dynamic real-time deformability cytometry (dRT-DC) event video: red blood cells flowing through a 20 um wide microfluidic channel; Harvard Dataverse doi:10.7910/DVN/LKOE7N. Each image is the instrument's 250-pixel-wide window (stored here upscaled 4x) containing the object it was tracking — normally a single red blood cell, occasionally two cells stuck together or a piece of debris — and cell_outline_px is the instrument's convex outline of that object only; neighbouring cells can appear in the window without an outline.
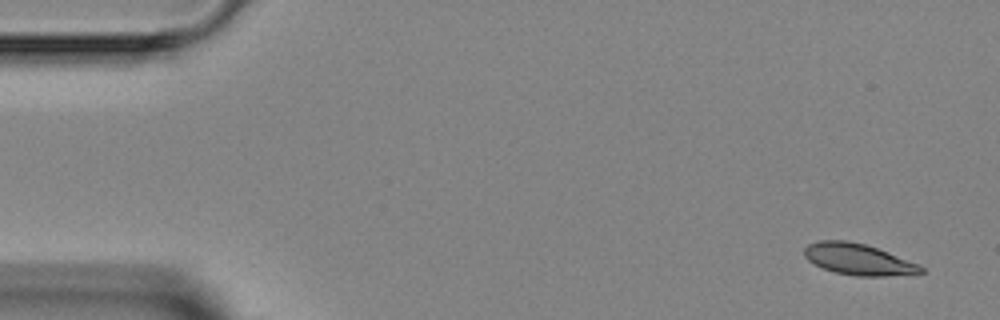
{"species": "Egyptian fruit bat (a non-hibernating species)", "species_latin": "Rousettus aegyptiacus", "temperature_condition": "room temperature", "stored_images_in_passage": 5, "camera_frame_rate_fps": 3000, "um_per_image_px": 0.085, "animal": {"sex": "female"}, "frame": {"image": 1, "passage_image": 1, "time_ms": 0.0, "image_size_px": [1000, 320], "cell_outline_px": [[924, 272], [916, 276], [856, 276], [836, 272], [824, 268], [808, 260], [804, 256], [804, 248], [808, 244], [820, 240], [848, 240], [864, 244], [888, 252], [920, 264], [924, 268]], "centroid_in_image_um": [73.04, 22.06], "position_along_channel_um": 12.0, "area_um2": 21.5}}
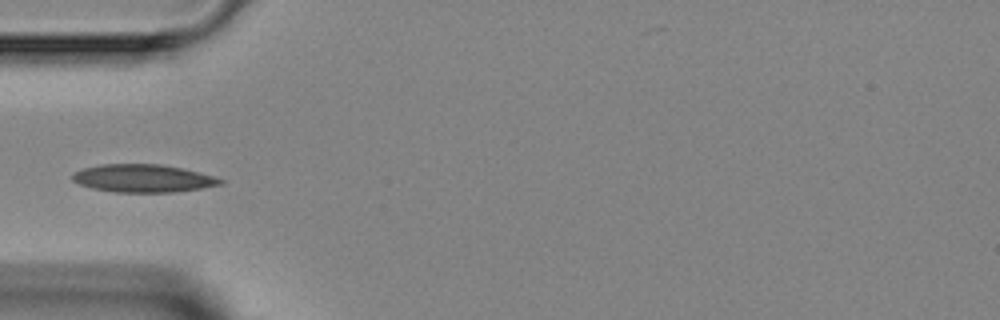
{"frame": {"image": 2, "passage_image": 4, "time_ms": 4.333, "image_size_px": [1000, 320], "cell_outline_px": [[224, 184], [200, 188], [172, 192], [112, 192], [92, 188], [80, 184], [72, 180], [72, 172], [84, 168], [100, 164], [160, 164], [184, 168], [212, 176], [224, 180]], "centroid_in_image_um": [12.13, 15.15], "position_along_channel_um": 72.9, "area_um2": 23.99}}
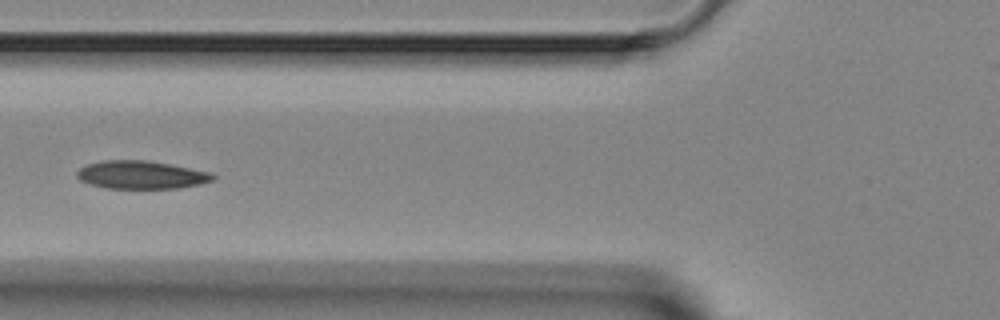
{"frame": {"image": 3, "passage_image": 5, "time_ms": 5.333, "image_size_px": [1000, 320], "cell_outline_px": [[216, 180], [200, 184], [180, 188], [108, 188], [92, 184], [80, 180], [76, 176], [76, 172], [80, 168], [88, 164], [104, 160], [148, 160], [212, 172], [216, 176]], "centroid_in_image_um": [12.06, 14.86], "position_along_channel_um": 113.7, "area_um2": 22.25}}